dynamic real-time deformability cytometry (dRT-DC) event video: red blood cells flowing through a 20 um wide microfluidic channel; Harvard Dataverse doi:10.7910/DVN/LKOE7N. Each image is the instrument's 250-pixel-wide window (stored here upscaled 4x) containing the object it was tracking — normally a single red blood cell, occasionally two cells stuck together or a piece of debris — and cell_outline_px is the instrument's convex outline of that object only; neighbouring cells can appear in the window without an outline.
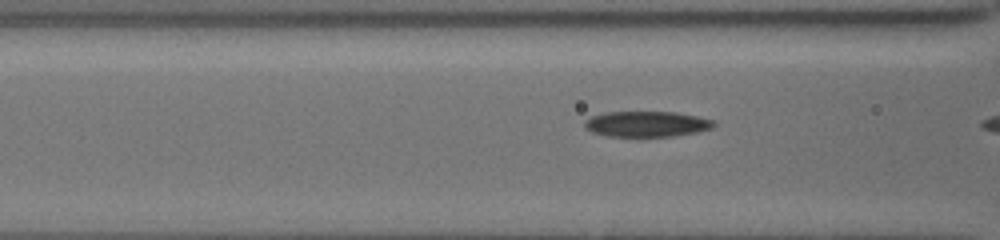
{"species": "common noctule bat (a hibernating species)", "species_latin": "Nyctalus noctula", "temperature_condition": "cold", "stored_images_in_passage": 22, "camera_frame_rate_fps": 3000, "um_per_image_px": 0.085, "animal": {"sex": "female", "body_mass_g": 19.5, "forearm_length_mm": 54.1}, "frame": {"image": 1, "passage_image": 21, "time_ms": 6.667, "image_size_px": [1000, 240], "cell_outline_px": [[716, 124], [712, 128], [696, 132], [672, 136], [608, 136], [592, 132], [584, 128], [584, 120], [592, 116], [604, 112], [676, 112], [696, 116], [712, 120]], "centroid_in_image_um": [54.93, 10.53], "position_along_channel_um": 111.7, "area_um2": 19.19}}